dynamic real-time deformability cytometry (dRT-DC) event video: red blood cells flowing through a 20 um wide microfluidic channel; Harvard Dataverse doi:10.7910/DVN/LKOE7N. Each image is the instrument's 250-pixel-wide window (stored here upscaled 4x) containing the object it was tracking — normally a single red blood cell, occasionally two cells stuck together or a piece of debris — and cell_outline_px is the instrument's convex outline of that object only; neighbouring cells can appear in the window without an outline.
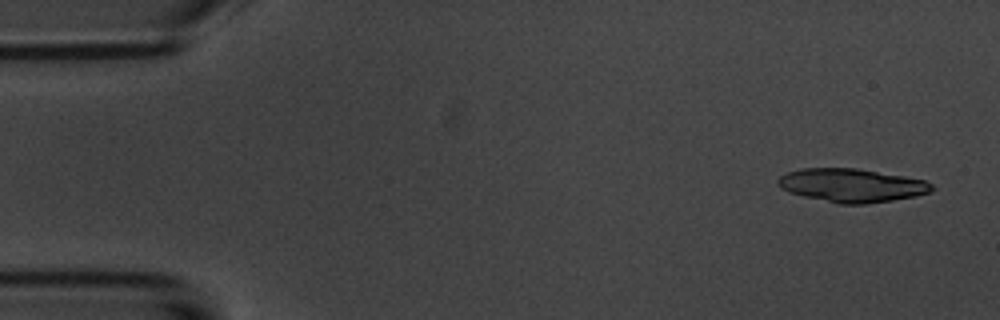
{"species": "common noctule bat (a hibernating species)", "species_latin": "Nyctalus noctula", "temperature_condition": "room temperature", "stored_images_in_passage": 5, "camera_frame_rate_fps": 3000, "um_per_image_px": 0.085, "animal": {"sex": "male", "body_mass_g": 20.1, "forearm_length_mm": 53.5}, "frame": {"image": 1, "passage_image": 1, "time_ms": 0.0, "image_size_px": [1000, 320], "cell_outline_px": [[936, 188], [932, 192], [916, 196], [892, 200], [864, 204], [840, 204], [804, 196], [788, 192], [780, 188], [776, 184], [776, 180], [780, 176], [788, 172], [800, 168], [856, 168], [904, 176], [924, 180], [932, 184]], "centroid_in_image_um": [72.39, 15.75], "position_along_channel_um": 12.6, "area_um2": 30.11}}